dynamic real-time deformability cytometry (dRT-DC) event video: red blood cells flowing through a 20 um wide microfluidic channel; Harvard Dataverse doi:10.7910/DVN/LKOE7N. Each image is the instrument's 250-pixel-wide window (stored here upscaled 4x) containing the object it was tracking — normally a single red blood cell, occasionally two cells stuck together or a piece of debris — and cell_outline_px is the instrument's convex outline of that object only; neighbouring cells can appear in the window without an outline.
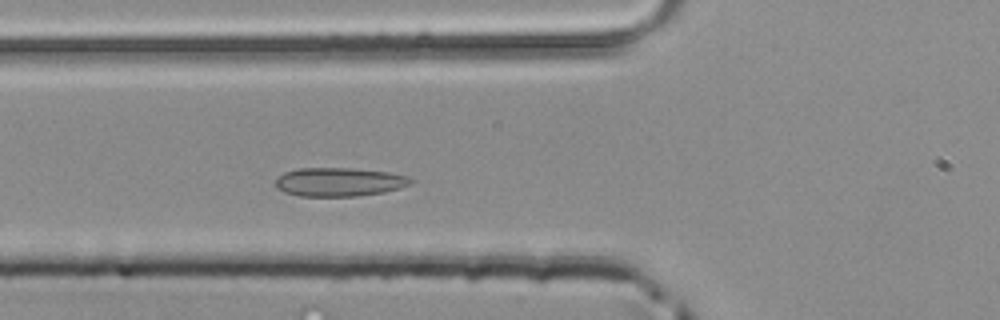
{"species": "common noctule bat (a hibernating species)", "species_latin": "Nyctalus noctula", "temperature_condition": "room temperature", "stored_images_in_passage": 34, "camera_frame_rate_fps": 3000, "um_per_image_px": 0.085, "animal": {"sex": "male", "body_mass_g": 20.4}, "frame": {"image": 1, "passage_image": 3, "time_ms": 0.667, "image_size_px": [1000, 320], "cell_outline_px": [[416, 180], [412, 184], [400, 188], [384, 192], [356, 196], [300, 196], [284, 192], [276, 188], [272, 184], [284, 172], [296, 168], [352, 168], [388, 172], [408, 176]], "centroid_in_image_um": [28.83, 15.46], "position_along_channel_um": 97.0, "area_um2": 22.89}}
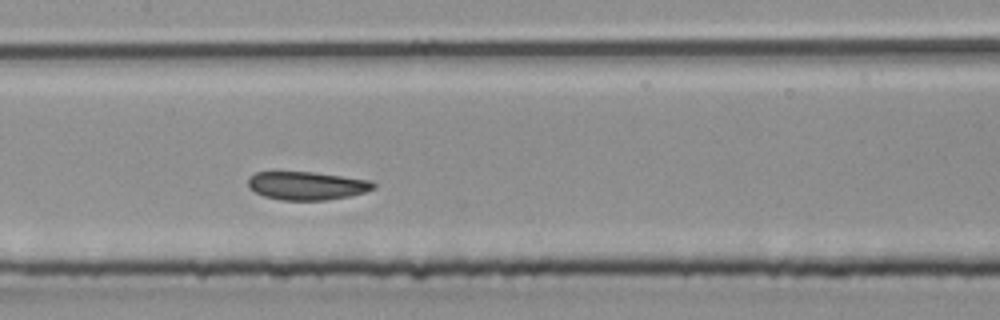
{"frame": {"image": 2, "passage_image": 9, "time_ms": 2.667, "image_size_px": [1000, 320], "cell_outline_px": [[376, 188], [364, 192], [348, 196], [324, 200], [280, 200], [264, 196], [248, 188], [248, 176], [256, 172], [312, 172], [372, 180], [376, 184]], "centroid_in_image_um": [26.07, 15.78], "position_along_channel_um": 181.3, "area_um2": 20.69}}
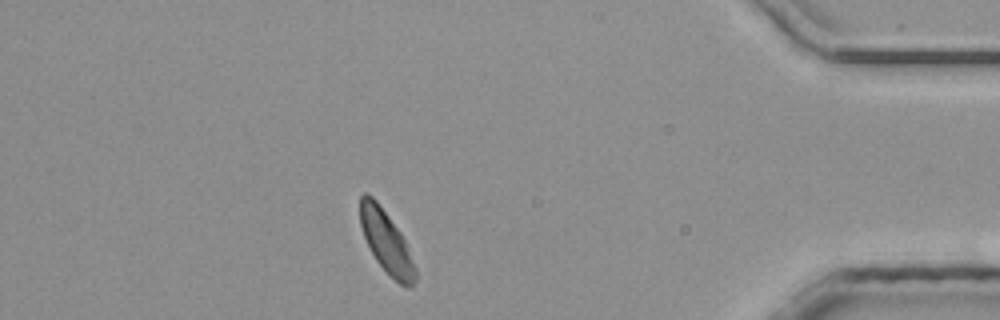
{"frame": {"image": 3, "passage_image": 28, "time_ms": 9.0, "image_size_px": [1000, 320], "cell_outline_px": [[416, 280], [412, 288], [408, 288], [400, 284], [376, 260], [364, 236], [360, 224], [360, 196], [364, 192], [368, 192], [376, 200], [400, 232], [404, 240], [416, 268]], "centroid_in_image_um": [32.84, 20.54], "position_along_channel_um": 402.4, "area_um2": 19.59}}